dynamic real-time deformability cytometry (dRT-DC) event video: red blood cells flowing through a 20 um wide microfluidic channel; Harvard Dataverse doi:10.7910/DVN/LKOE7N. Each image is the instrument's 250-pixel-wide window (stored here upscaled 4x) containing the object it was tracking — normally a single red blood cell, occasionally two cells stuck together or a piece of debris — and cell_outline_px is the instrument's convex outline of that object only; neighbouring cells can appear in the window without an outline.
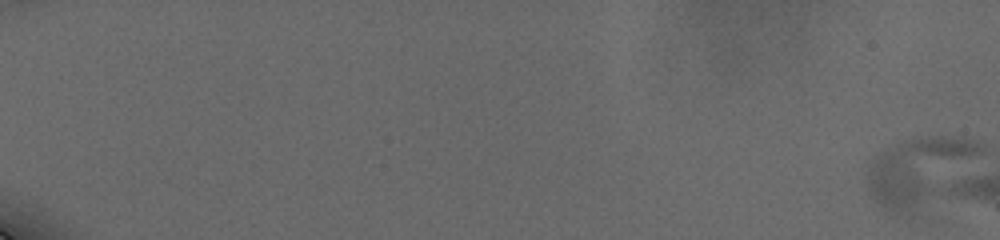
{"species": "human", "species_latin": "Homo sapiens", "temperature_condition": "cold", "stored_images_in_passage": 12, "camera_frame_rate_fps": 3000, "um_per_image_px": 0.085, "donor": {"sex": "male"}, "frame": {"image": 1, "passage_image": 1, "time_ms": 0.0, "image_size_px": [1000, 240], "cell_outline_px": [[984, 152], [908, 216], [892, 216], [868, 192], [868, 172], [876, 160], [884, 152], [912, 140], [964, 140], [976, 144], [984, 148]], "centroid_in_image_um": [78.0, 14.64], "position_along_channel_um": 7.0, "area_um2": 39.88}}